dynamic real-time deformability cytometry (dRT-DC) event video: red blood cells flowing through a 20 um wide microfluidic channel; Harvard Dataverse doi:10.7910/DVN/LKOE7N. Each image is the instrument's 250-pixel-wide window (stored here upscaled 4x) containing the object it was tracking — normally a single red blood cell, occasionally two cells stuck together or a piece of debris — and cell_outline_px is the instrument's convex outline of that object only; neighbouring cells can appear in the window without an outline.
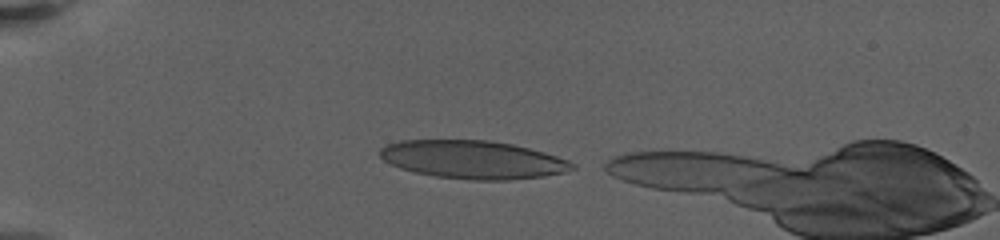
{"species": "human", "species_latin": "Homo sapiens", "temperature_condition": "warm", "stored_images_in_passage": 9, "camera_frame_rate_fps": 3000, "um_per_image_px": 0.085, "donor": {"sex": "female"}, "frame": {"image": 1, "passage_image": 1, "time_ms": 0.0, "image_size_px": [1000, 240], "cell_outline_px": [[576, 168], [564, 172], [544, 176], [504, 180], [468, 180], [436, 176], [412, 172], [400, 168], [384, 160], [380, 156], [380, 148], [388, 144], [400, 140], [488, 140], [512, 144], [544, 152], [568, 160], [576, 164]], "centroid_in_image_um": [40.19, 13.57], "position_along_channel_um": 44.8, "area_um2": 42.71}}